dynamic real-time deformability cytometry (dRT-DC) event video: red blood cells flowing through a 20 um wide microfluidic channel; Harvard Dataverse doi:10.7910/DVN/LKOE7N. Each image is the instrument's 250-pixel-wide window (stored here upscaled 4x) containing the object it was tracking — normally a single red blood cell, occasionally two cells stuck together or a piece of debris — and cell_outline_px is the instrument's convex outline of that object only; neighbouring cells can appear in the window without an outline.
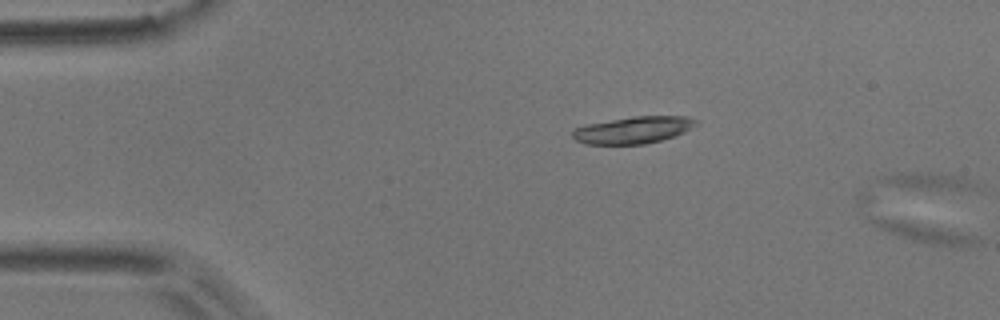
{"species": "common noctule bat (a hibernating species)", "species_latin": "Nyctalus noctula", "temperature_condition": "room temperature", "stored_images_in_passage": 4, "segment_of_instrument_passage": [2, 2], "camera_frame_rate_fps": 3000, "um_per_image_px": 0.085, "animal": {"sex": "male", "body_mass_g": 17.9}, "frame": {"image": 1, "passage_image": 4, "time_ms": 1.0, "image_size_px": [1000, 320], "cell_outline_px": [[980, 244], [932, 244], [908, 240], [888, 232], [872, 224], [868, 220], [868, 216], [872, 216], [900, 220], [980, 236]], "centroid_in_image_um": [78.48, 19.75], "position_along_channel_um": 6.5, "area_um2": 11.33}}